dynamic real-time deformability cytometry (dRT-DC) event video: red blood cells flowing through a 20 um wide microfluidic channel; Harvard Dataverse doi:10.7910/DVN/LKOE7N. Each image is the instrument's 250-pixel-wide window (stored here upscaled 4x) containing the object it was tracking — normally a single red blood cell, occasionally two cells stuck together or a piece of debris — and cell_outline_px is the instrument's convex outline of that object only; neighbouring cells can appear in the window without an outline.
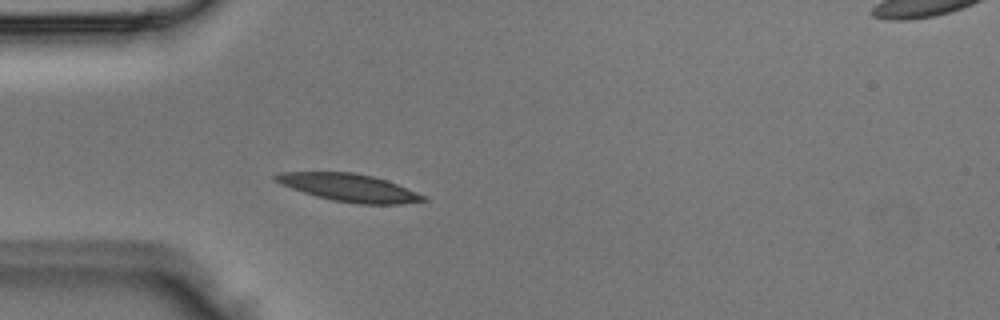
{"species": "Egyptian fruit bat (a non-hibernating species)", "species_latin": "Rousettus aegyptiacus", "temperature_condition": "room temperature", "stored_images_in_passage": 2, "camera_frame_rate_fps": 3000, "um_per_image_px": 0.085, "animal": {"sex": "male"}, "frame": {"image": 1, "passage_image": 2, "time_ms": 0.333, "image_size_px": [1000, 320], "cell_outline_px": [[428, 200], [404, 204], [360, 204], [332, 200], [316, 196], [280, 184], [272, 180], [272, 176], [280, 172], [352, 172], [372, 176], [396, 184], [428, 196]], "centroid_in_image_um": [29.68, 15.95], "position_along_channel_um": 55.3, "area_um2": 23.76}}